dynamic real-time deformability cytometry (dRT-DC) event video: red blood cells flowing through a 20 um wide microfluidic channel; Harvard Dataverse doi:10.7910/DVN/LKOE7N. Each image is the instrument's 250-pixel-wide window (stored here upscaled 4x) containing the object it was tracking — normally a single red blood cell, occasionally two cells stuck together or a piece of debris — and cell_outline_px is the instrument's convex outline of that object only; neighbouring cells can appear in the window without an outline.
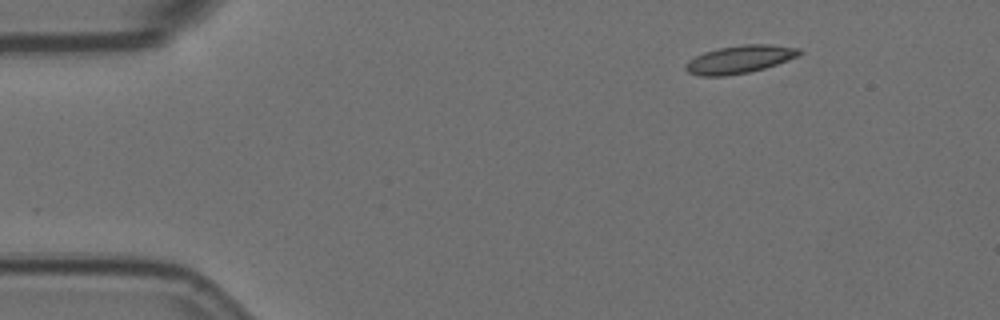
{"species": "Egyptian fruit bat (a non-hibernating species)", "species_latin": "Rousettus aegyptiacus", "temperature_condition": "room temperature", "stored_images_in_passage": 4, "camera_frame_rate_fps": 3000, "um_per_image_px": 0.085, "animal": {"sex": "female"}, "frame": {"image": 1, "passage_image": 1, "time_ms": 0.0, "image_size_px": [1000, 320], "cell_outline_px": [[804, 52], [800, 56], [764, 68], [748, 72], [724, 76], [700, 76], [688, 72], [684, 68], [684, 64], [688, 60], [704, 52], [720, 48], [744, 44], [772, 44], [800, 48]], "centroid_in_image_um": [62.89, 5.04], "position_along_channel_um": 22.1, "area_um2": 18.55}}
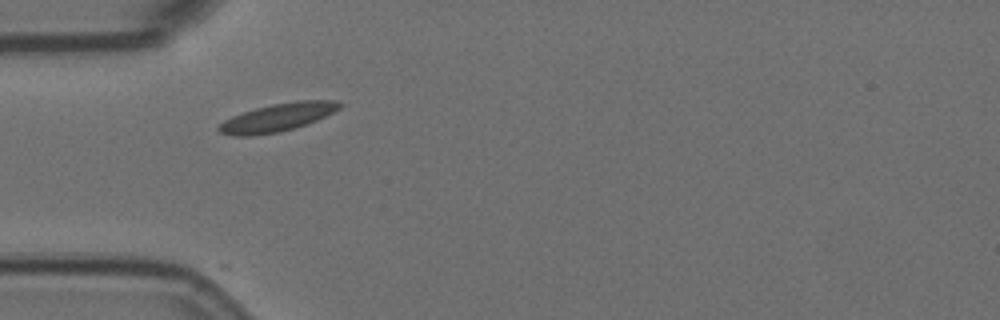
{"frame": {"image": 2, "passage_image": 4, "time_ms": 1.0, "image_size_px": [1000, 320], "cell_outline_px": [[344, 104], [340, 108], [308, 124], [296, 128], [280, 132], [252, 136], [232, 136], [220, 132], [216, 128], [224, 120], [232, 116], [256, 108], [272, 104], [296, 100], [336, 100]], "centroid_in_image_um": [23.59, 9.98], "position_along_channel_um": 61.4, "area_um2": 19.83}}